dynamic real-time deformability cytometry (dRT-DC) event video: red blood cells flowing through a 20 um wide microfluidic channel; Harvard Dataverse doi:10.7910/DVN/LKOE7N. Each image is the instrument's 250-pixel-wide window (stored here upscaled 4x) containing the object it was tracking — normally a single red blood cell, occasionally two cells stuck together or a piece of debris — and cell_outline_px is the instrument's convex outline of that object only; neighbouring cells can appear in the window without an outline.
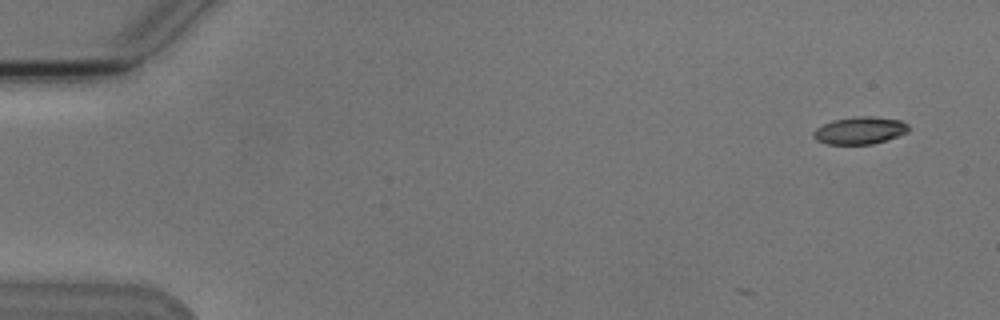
{"species": "Egyptian fruit bat (a non-hibernating species)", "species_latin": "Rousettus aegyptiacus", "temperature_condition": "cold", "stored_images_in_passage": 8, "camera_frame_rate_fps": 3000, "um_per_image_px": 0.085, "animal": {"sex": "male"}, "frame": {"image": 1, "passage_image": 1, "time_ms": 0.0, "image_size_px": [1000, 320], "cell_outline_px": [[908, 132], [872, 144], [828, 144], [816, 140], [812, 136], [812, 132], [816, 128], [832, 120], [856, 116], [868, 116], [900, 120], [908, 124]], "centroid_in_image_um": [73.04, 11.08], "position_along_channel_um": 12.0, "area_um2": 15.03}}
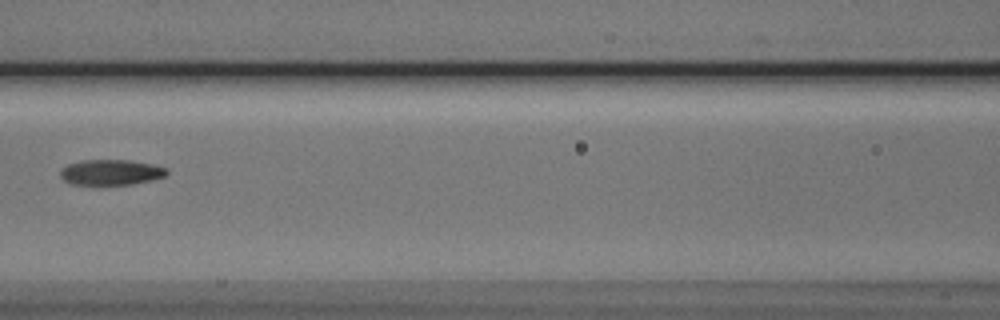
{"frame": {"image": 2, "passage_image": 7, "time_ms": 7.333, "image_size_px": [1000, 320], "cell_outline_px": [[168, 172], [164, 176], [152, 180], [132, 184], [100, 188], [68, 184], [60, 176], [60, 172], [68, 164], [84, 160], [128, 160], [152, 164], [168, 168]], "centroid_in_image_um": [9.39, 14.7], "position_along_channel_um": 157.2, "area_um2": 16.59}}
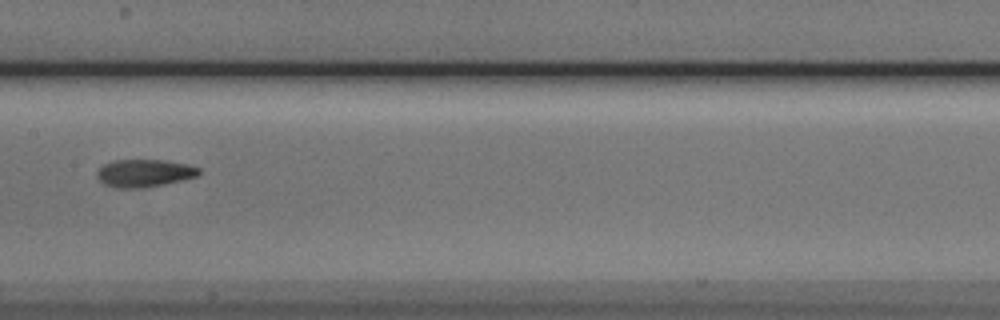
{"frame": {"image": 3, "passage_image": 8, "time_ms": 8.333, "image_size_px": [1000, 320], "cell_outline_px": [[200, 172], [196, 176], [164, 184], [144, 188], [116, 188], [104, 184], [96, 176], [96, 172], [104, 164], [116, 160], [160, 160], [188, 164], [200, 168]], "centroid_in_image_um": [12.24, 14.72], "position_along_channel_um": 195.2, "area_um2": 16.3}}